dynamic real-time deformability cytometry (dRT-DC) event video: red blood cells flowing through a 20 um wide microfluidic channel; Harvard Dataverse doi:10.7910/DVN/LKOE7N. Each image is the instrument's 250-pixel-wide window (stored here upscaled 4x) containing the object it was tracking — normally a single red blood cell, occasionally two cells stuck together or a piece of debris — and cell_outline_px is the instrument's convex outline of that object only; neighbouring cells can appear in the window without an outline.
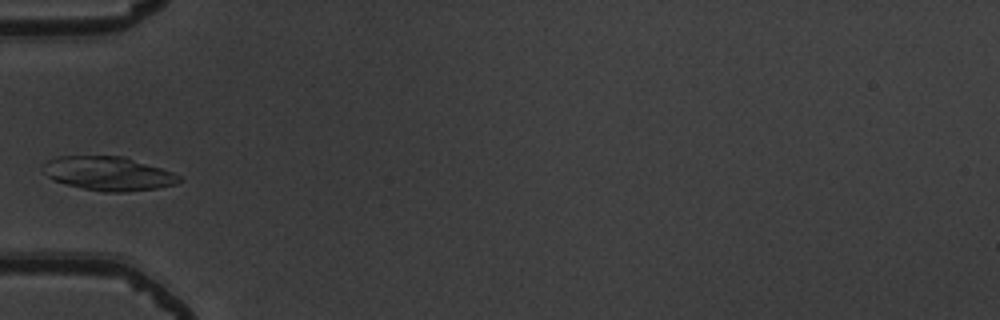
{"species": "common noctule bat (a hibernating species)", "species_latin": "Nyctalus noctula", "temperature_condition": "warm", "stored_images_in_passage": 3, "camera_frame_rate_fps": 3000, "um_per_image_px": 0.085, "animal": {"sex": "male", "body_mass_g": 19.5, "forearm_length_mm": 54.6}, "frame": {"image": 1, "passage_image": 3, "time_ms": 0.667, "image_size_px": [1000, 320], "cell_outline_px": [[184, 180], [176, 184], [156, 188], [124, 192], [104, 192], [84, 188], [52, 180], [40, 168], [48, 160], [56, 156], [124, 156], [172, 172], [180, 176]], "centroid_in_image_um": [9.2, 14.74], "position_along_channel_um": 75.8, "area_um2": 26.82}}